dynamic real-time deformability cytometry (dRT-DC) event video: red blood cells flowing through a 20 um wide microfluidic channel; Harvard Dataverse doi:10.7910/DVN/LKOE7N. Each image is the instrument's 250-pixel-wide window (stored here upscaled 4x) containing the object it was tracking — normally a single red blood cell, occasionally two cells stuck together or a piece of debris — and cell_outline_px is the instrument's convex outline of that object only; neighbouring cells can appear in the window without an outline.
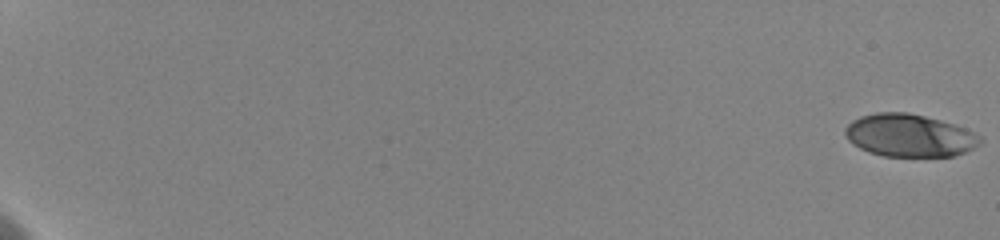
{"species": "human", "species_latin": "Homo sapiens", "temperature_condition": "cold", "stored_images_in_passage": 22, "camera_frame_rate_fps": 3000, "um_per_image_px": 0.085, "donor": {"sex": "female"}, "frame": {"image": 1, "passage_image": 1, "time_ms": 0.0, "image_size_px": [1000, 240], "cell_outline_px": [[984, 140], [980, 144], [964, 152], [952, 156], [884, 156], [868, 152], [852, 144], [848, 140], [844, 132], [844, 128], [852, 120], [860, 116], [876, 112], [908, 112], [940, 120], [968, 128], [980, 136]], "centroid_in_image_um": [77.29, 11.51], "position_along_channel_um": 7.7, "area_um2": 33.76}}
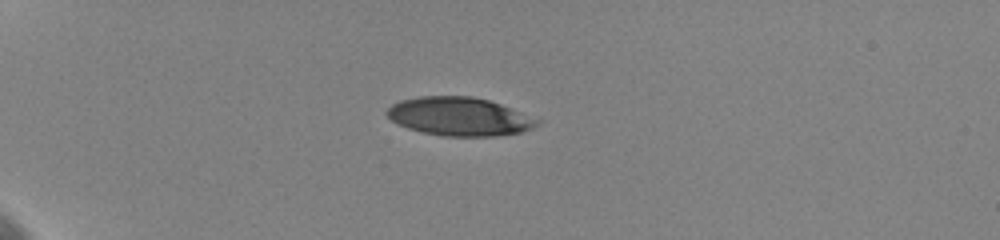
{"frame": {"image": 2, "passage_image": 14, "time_ms": 6.0, "image_size_px": [1000, 240], "cell_outline_px": [[540, 124], [532, 128], [520, 132], [496, 136], [444, 136], [424, 132], [408, 128], [396, 124], [384, 112], [392, 104], [400, 100], [420, 96], [472, 96], [488, 100], [512, 108], [540, 120]], "centroid_in_image_um": [39.03, 9.9], "position_along_channel_um": 46.0, "area_um2": 33.64}}
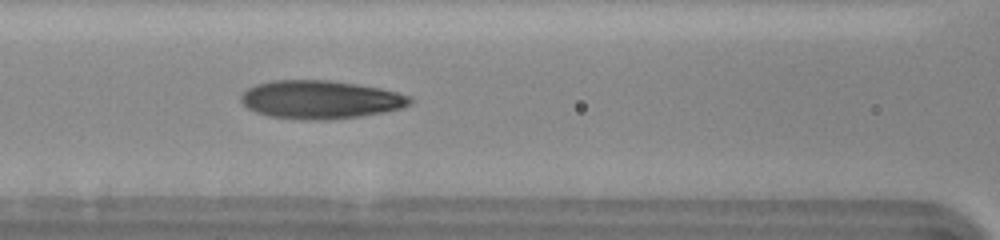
{"frame": {"image": 3, "passage_image": 22, "time_ms": 10.0, "image_size_px": [1000, 240], "cell_outline_px": [[412, 104], [404, 108], [384, 112], [360, 116], [328, 120], [300, 120], [268, 116], [256, 112], [248, 108], [240, 100], [240, 96], [248, 88], [256, 84], [272, 80], [328, 80], [356, 84], [380, 88], [396, 92], [408, 96], [412, 100]], "centroid_in_image_um": [27.23, 8.47], "position_along_channel_um": 139.4, "area_um2": 37.86}}